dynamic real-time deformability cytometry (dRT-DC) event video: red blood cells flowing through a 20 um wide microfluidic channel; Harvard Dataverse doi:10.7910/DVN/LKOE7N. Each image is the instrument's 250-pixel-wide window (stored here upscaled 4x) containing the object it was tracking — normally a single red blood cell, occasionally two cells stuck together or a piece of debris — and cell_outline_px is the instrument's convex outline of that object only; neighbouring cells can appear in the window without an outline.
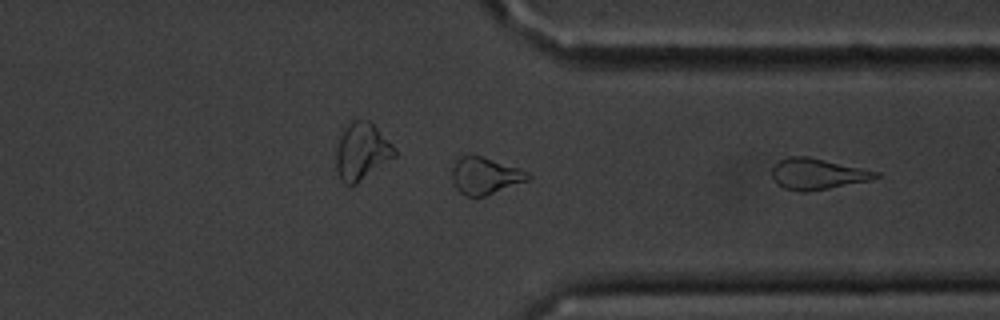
{"species": "common noctule bat (a hibernating species)", "species_latin": "Nyctalus noctula", "temperature_condition": "cold", "stored_images_in_passage": 29, "camera_frame_rate_fps": 3000, "um_per_image_px": 0.085, "animal": {"sex": "male", "body_mass_g": 20.1, "forearm_length_mm": 53.5}, "frame": {"image": 1, "passage_image": 29, "time_ms": 9.333, "image_size_px": [1000, 320], "cell_outline_px": [[880, 176], [868, 180], [828, 188], [804, 192], [800, 192], [784, 188], [776, 184], [772, 180], [772, 168], [780, 160], [788, 156], [808, 156], [880, 172]], "centroid_in_image_um": [69.43, 14.78], "position_along_channel_um": 342.0, "area_um2": 18.61}}